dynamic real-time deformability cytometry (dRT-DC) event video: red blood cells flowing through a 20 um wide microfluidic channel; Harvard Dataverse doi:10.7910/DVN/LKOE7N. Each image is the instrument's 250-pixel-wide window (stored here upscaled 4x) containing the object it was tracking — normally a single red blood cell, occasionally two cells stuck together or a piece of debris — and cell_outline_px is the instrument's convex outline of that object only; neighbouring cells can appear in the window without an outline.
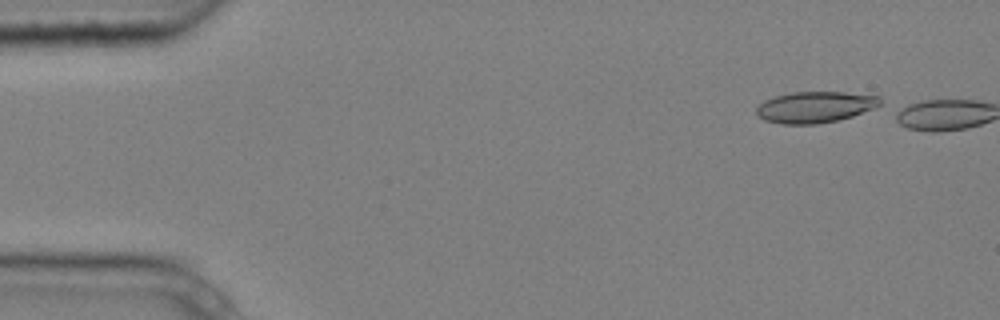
{"species": "common noctule bat (a hibernating species)", "species_latin": "Nyctalus noctula", "temperature_condition": "cold", "stored_images_in_passage": 2, "camera_frame_rate_fps": 3000, "um_per_image_px": 0.085, "animal": {"sex": "male", "body_mass_g": 20.4}, "frame": {"image": 1, "passage_image": 1, "time_ms": 0.0, "image_size_px": [1000, 320], "cell_outline_px": [[880, 104], [876, 108], [852, 116], [836, 120], [816, 124], [780, 124], [764, 120], [756, 116], [756, 108], [764, 100], [776, 96], [792, 92], [844, 92], [880, 96]], "centroid_in_image_um": [69.26, 9.1], "position_along_channel_um": 15.7, "area_um2": 22.54}}